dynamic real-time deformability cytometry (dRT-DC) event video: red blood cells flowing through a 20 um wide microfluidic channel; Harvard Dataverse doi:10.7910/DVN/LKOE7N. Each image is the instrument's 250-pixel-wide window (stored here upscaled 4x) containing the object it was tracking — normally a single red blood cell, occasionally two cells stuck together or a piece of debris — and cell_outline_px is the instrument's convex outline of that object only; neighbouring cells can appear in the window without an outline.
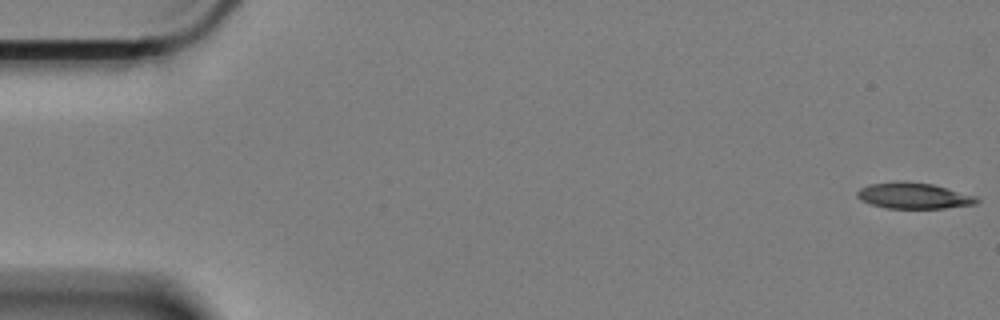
{"species": "Egyptian fruit bat (a non-hibernating species)", "species_latin": "Rousettus aegyptiacus", "temperature_condition": "cold", "stored_images_in_passage": 60, "camera_frame_rate_fps": 3000, "um_per_image_px": 0.085, "animal": {"sex": "female"}, "frame": {"image": 1, "passage_image": 1, "time_ms": 0.0, "image_size_px": [1000, 320], "cell_outline_px": [[980, 200], [976, 204], [944, 208], [884, 208], [860, 200], [856, 196], [856, 192], [860, 188], [872, 184], [932, 184], [976, 196]], "centroid_in_image_um": [77.7, 16.69], "position_along_channel_um": 7.3, "area_um2": 17.22}}
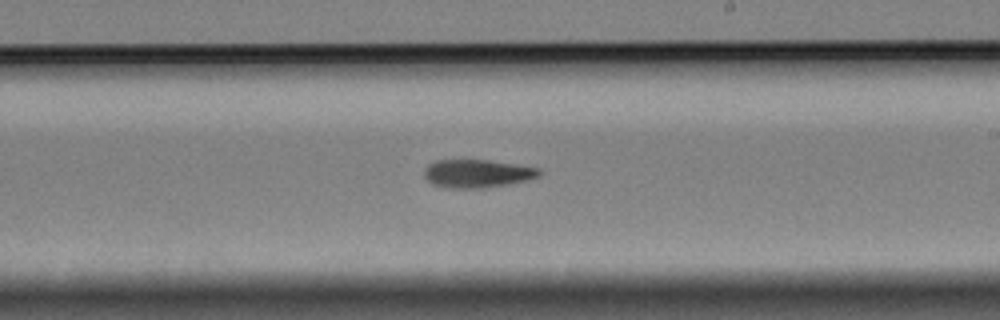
{"frame": {"image": 2, "passage_image": 35, "time_ms": 11.333, "image_size_px": [1000, 320], "cell_outline_px": [[540, 172], [536, 176], [524, 180], [504, 184], [480, 188], [448, 188], [432, 184], [424, 176], [424, 168], [428, 164], [436, 160], [488, 160], [536, 168]], "centroid_in_image_um": [40.43, 14.74], "position_along_channel_um": 248.6, "area_um2": 18.32}}
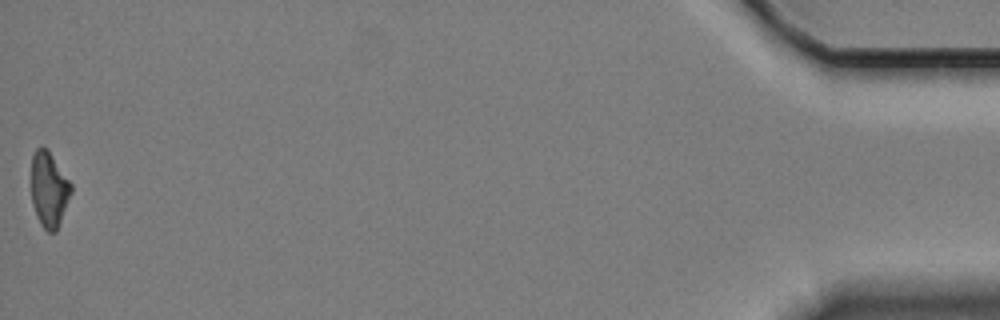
{"frame": {"image": 3, "passage_image": 60, "time_ms": 19.667, "image_size_px": [1000, 320], "cell_outline_px": [[72, 192], [56, 232], [48, 232], [40, 224], [36, 216], [32, 204], [32, 156], [36, 148], [48, 148], [72, 184]], "centroid_in_image_um": [4.17, 16.11], "position_along_channel_um": 431.0, "area_um2": 17.51}, "authors_computed_cell_mechanics": {"area_um2": 18.6405, "velocity_mm_per_s": 3.3311, "shape_relaxation_time_tau1_ms": 9.6824, "shape_relaxation_time_tau2_ms": null, "deformation_change_tau1": 0.2049, "deformation_change_tau2": null}}